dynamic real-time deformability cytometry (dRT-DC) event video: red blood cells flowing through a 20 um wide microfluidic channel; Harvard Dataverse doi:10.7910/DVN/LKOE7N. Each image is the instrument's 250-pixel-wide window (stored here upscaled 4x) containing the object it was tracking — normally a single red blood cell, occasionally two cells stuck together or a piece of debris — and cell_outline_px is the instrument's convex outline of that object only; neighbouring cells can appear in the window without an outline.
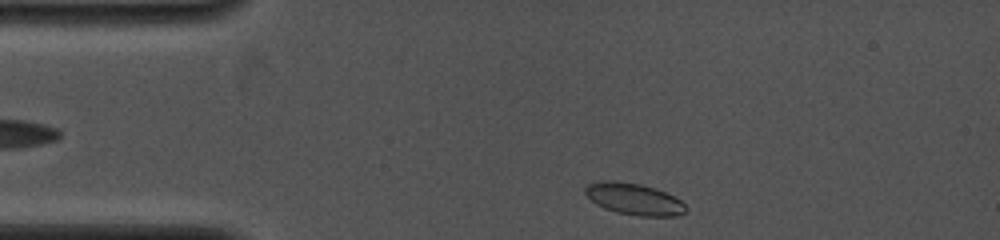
{"species": "common noctule bat (a hibernating species)", "species_latin": "Nyctalus noctula", "temperature_condition": "cold", "stored_images_in_passage": 6, "camera_frame_rate_fps": 4000, "um_per_image_px": 0.085, "animal": {"sex": "female", "body_mass_g": 19.0, "forearm_length_mm": 53.3}, "frame": {"image": 1, "passage_image": 6, "time_ms": 4.0, "image_size_px": [1000, 240], "cell_outline_px": [[688, 208], [684, 212], [676, 216], [640, 216], [616, 212], [604, 208], [596, 204], [584, 192], [584, 188], [588, 184], [600, 180], [612, 180], [640, 184], [656, 188], [680, 200]], "centroid_in_image_um": [53.87, 16.91], "position_along_channel_um": 31.1, "area_um2": 18.5}}